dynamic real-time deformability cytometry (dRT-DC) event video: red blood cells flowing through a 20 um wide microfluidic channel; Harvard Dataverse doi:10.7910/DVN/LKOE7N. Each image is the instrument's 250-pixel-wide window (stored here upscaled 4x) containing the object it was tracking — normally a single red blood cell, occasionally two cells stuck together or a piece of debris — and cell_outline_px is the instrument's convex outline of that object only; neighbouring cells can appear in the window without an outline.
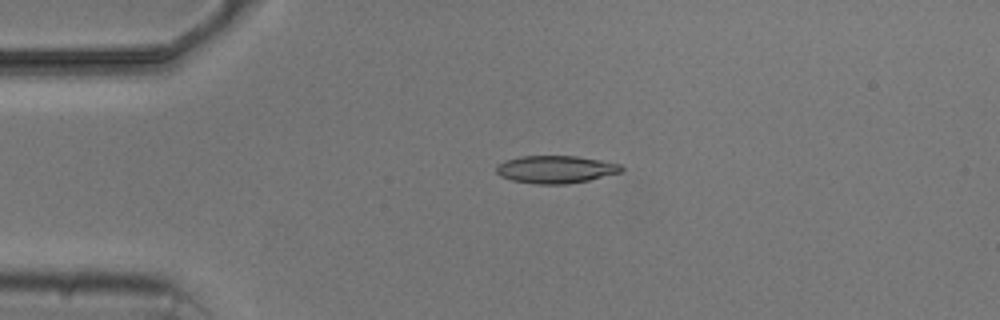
{"species": "common noctule bat (a hibernating species)", "species_latin": "Nyctalus noctula", "temperature_condition": "cold", "stored_images_in_passage": 3, "camera_frame_rate_fps": 3000, "um_per_image_px": 0.085, "animal": {"sex": "male", "body_mass_g": 20.5, "forearm_length_mm": 52.5}, "frame": {"image": 1, "passage_image": 3, "time_ms": 3.0, "image_size_px": [1000, 320], "cell_outline_px": [[624, 172], [588, 180], [568, 184], [536, 184], [512, 180], [500, 176], [496, 172], [496, 164], [504, 160], [520, 156], [576, 156], [600, 160], [620, 164], [624, 168]], "centroid_in_image_um": [47.23, 14.39], "position_along_channel_um": 37.8, "area_um2": 20.29}}